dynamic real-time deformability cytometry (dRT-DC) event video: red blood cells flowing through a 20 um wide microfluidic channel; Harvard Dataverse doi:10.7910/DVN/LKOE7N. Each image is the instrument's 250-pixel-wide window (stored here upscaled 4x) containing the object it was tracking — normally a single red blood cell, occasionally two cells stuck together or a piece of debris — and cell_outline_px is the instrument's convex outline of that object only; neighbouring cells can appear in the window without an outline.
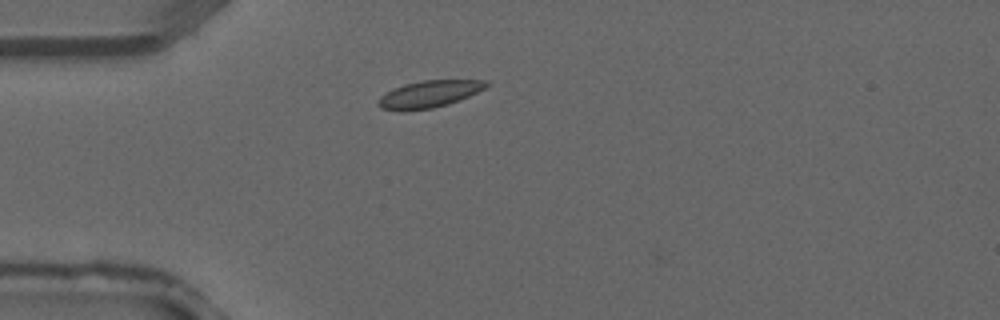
{"species": "common noctule bat (a hibernating species)", "species_latin": "Nyctalus noctula", "temperature_condition": "warm", "stored_images_in_passage": 2, "camera_frame_rate_fps": 3000, "um_per_image_px": 0.085, "animal": {"sex": "male", "forearm_length_mm": 52.5}, "frame": {"image": 1, "passage_image": 2, "time_ms": 0.333, "image_size_px": [1000, 320], "cell_outline_px": [[488, 84], [484, 88], [468, 96], [448, 104], [432, 108], [404, 112], [380, 108], [376, 104], [376, 100], [380, 96], [392, 88], [404, 84], [424, 80], [488, 80]], "centroid_in_image_um": [36.38, 8.01], "position_along_channel_um": 48.6, "area_um2": 17.11}}